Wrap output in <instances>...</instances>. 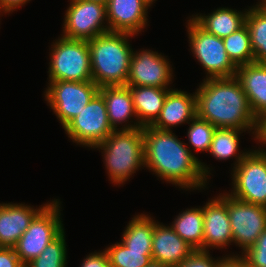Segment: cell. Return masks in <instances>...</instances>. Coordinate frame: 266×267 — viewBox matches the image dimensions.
Segmentation results:
<instances>
[{
  "instance_id": "d4e9b609",
  "label": "cell",
  "mask_w": 266,
  "mask_h": 267,
  "mask_svg": "<svg viewBox=\"0 0 266 267\" xmlns=\"http://www.w3.org/2000/svg\"><path fill=\"white\" fill-rule=\"evenodd\" d=\"M141 213L132 217L122 234L121 243L129 250L152 251L154 219Z\"/></svg>"
},
{
  "instance_id": "d590c367",
  "label": "cell",
  "mask_w": 266,
  "mask_h": 267,
  "mask_svg": "<svg viewBox=\"0 0 266 267\" xmlns=\"http://www.w3.org/2000/svg\"><path fill=\"white\" fill-rule=\"evenodd\" d=\"M31 0H0V12L3 14L12 13L17 8L22 7L24 4Z\"/></svg>"
},
{
  "instance_id": "603a6c76",
  "label": "cell",
  "mask_w": 266,
  "mask_h": 267,
  "mask_svg": "<svg viewBox=\"0 0 266 267\" xmlns=\"http://www.w3.org/2000/svg\"><path fill=\"white\" fill-rule=\"evenodd\" d=\"M248 131L254 135V139L257 130H242L236 128H216L212 137V142L208 152L216 158V160H228L233 156L235 162L233 168H235L243 158L250 152L249 150L243 152L239 151V140L241 133Z\"/></svg>"
},
{
  "instance_id": "7bdbcfd3",
  "label": "cell",
  "mask_w": 266,
  "mask_h": 267,
  "mask_svg": "<svg viewBox=\"0 0 266 267\" xmlns=\"http://www.w3.org/2000/svg\"><path fill=\"white\" fill-rule=\"evenodd\" d=\"M262 1H263V0L259 1V2L256 4V6H258Z\"/></svg>"
},
{
  "instance_id": "cb8c5ba5",
  "label": "cell",
  "mask_w": 266,
  "mask_h": 267,
  "mask_svg": "<svg viewBox=\"0 0 266 267\" xmlns=\"http://www.w3.org/2000/svg\"><path fill=\"white\" fill-rule=\"evenodd\" d=\"M203 207L181 211L171 226L174 231L195 250L203 251Z\"/></svg>"
},
{
  "instance_id": "277c9868",
  "label": "cell",
  "mask_w": 266,
  "mask_h": 267,
  "mask_svg": "<svg viewBox=\"0 0 266 267\" xmlns=\"http://www.w3.org/2000/svg\"><path fill=\"white\" fill-rule=\"evenodd\" d=\"M102 152L109 180L114 185L125 182L144 168L143 129L114 130L104 141L95 146ZM143 166V167H142Z\"/></svg>"
},
{
  "instance_id": "7a4b0ae2",
  "label": "cell",
  "mask_w": 266,
  "mask_h": 267,
  "mask_svg": "<svg viewBox=\"0 0 266 267\" xmlns=\"http://www.w3.org/2000/svg\"><path fill=\"white\" fill-rule=\"evenodd\" d=\"M195 94L197 116L216 128L257 130L258 119L236 77L204 78Z\"/></svg>"
},
{
  "instance_id": "7c38bea8",
  "label": "cell",
  "mask_w": 266,
  "mask_h": 267,
  "mask_svg": "<svg viewBox=\"0 0 266 267\" xmlns=\"http://www.w3.org/2000/svg\"><path fill=\"white\" fill-rule=\"evenodd\" d=\"M69 4L61 36L88 41L109 32L105 4L86 0H70Z\"/></svg>"
},
{
  "instance_id": "4dcf8cb0",
  "label": "cell",
  "mask_w": 266,
  "mask_h": 267,
  "mask_svg": "<svg viewBox=\"0 0 266 267\" xmlns=\"http://www.w3.org/2000/svg\"><path fill=\"white\" fill-rule=\"evenodd\" d=\"M241 257L247 262L248 267H266V229L253 246L241 253Z\"/></svg>"
},
{
  "instance_id": "836d02e7",
  "label": "cell",
  "mask_w": 266,
  "mask_h": 267,
  "mask_svg": "<svg viewBox=\"0 0 266 267\" xmlns=\"http://www.w3.org/2000/svg\"><path fill=\"white\" fill-rule=\"evenodd\" d=\"M20 263L13 247H0V267H17Z\"/></svg>"
},
{
  "instance_id": "8d00e7d4",
  "label": "cell",
  "mask_w": 266,
  "mask_h": 267,
  "mask_svg": "<svg viewBox=\"0 0 266 267\" xmlns=\"http://www.w3.org/2000/svg\"><path fill=\"white\" fill-rule=\"evenodd\" d=\"M254 140H257L256 142L262 144V147L266 146V115L258 120L257 133Z\"/></svg>"
},
{
  "instance_id": "f1b7e54d",
  "label": "cell",
  "mask_w": 266,
  "mask_h": 267,
  "mask_svg": "<svg viewBox=\"0 0 266 267\" xmlns=\"http://www.w3.org/2000/svg\"><path fill=\"white\" fill-rule=\"evenodd\" d=\"M63 230L52 242H50L38 255L30 261L28 267H67V248Z\"/></svg>"
},
{
  "instance_id": "44dd1931",
  "label": "cell",
  "mask_w": 266,
  "mask_h": 267,
  "mask_svg": "<svg viewBox=\"0 0 266 267\" xmlns=\"http://www.w3.org/2000/svg\"><path fill=\"white\" fill-rule=\"evenodd\" d=\"M132 96L137 121L142 127L151 126L163 108L168 91L172 88L128 86Z\"/></svg>"
},
{
  "instance_id": "8992f818",
  "label": "cell",
  "mask_w": 266,
  "mask_h": 267,
  "mask_svg": "<svg viewBox=\"0 0 266 267\" xmlns=\"http://www.w3.org/2000/svg\"><path fill=\"white\" fill-rule=\"evenodd\" d=\"M60 204L59 199L48 202L13 247L22 263L28 264L37 258L44 248L64 230Z\"/></svg>"
},
{
  "instance_id": "74e56055",
  "label": "cell",
  "mask_w": 266,
  "mask_h": 267,
  "mask_svg": "<svg viewBox=\"0 0 266 267\" xmlns=\"http://www.w3.org/2000/svg\"><path fill=\"white\" fill-rule=\"evenodd\" d=\"M146 267H171V266H168V265H165V264H162V263H159V262L152 260Z\"/></svg>"
},
{
  "instance_id": "e0dca14e",
  "label": "cell",
  "mask_w": 266,
  "mask_h": 267,
  "mask_svg": "<svg viewBox=\"0 0 266 267\" xmlns=\"http://www.w3.org/2000/svg\"><path fill=\"white\" fill-rule=\"evenodd\" d=\"M47 204L34 208L23 203H0V247H14L34 217Z\"/></svg>"
},
{
  "instance_id": "2e32d148",
  "label": "cell",
  "mask_w": 266,
  "mask_h": 267,
  "mask_svg": "<svg viewBox=\"0 0 266 267\" xmlns=\"http://www.w3.org/2000/svg\"><path fill=\"white\" fill-rule=\"evenodd\" d=\"M195 249L186 243L170 225H164L154 220L152 238V260L178 267Z\"/></svg>"
},
{
  "instance_id": "d6a6232c",
  "label": "cell",
  "mask_w": 266,
  "mask_h": 267,
  "mask_svg": "<svg viewBox=\"0 0 266 267\" xmlns=\"http://www.w3.org/2000/svg\"><path fill=\"white\" fill-rule=\"evenodd\" d=\"M80 265V267H110L107 254L104 250L90 253L82 260Z\"/></svg>"
},
{
  "instance_id": "4316f807",
  "label": "cell",
  "mask_w": 266,
  "mask_h": 267,
  "mask_svg": "<svg viewBox=\"0 0 266 267\" xmlns=\"http://www.w3.org/2000/svg\"><path fill=\"white\" fill-rule=\"evenodd\" d=\"M229 59L238 67L253 63L254 53L251 48L249 29L246 25L223 38Z\"/></svg>"
},
{
  "instance_id": "3957f363",
  "label": "cell",
  "mask_w": 266,
  "mask_h": 267,
  "mask_svg": "<svg viewBox=\"0 0 266 267\" xmlns=\"http://www.w3.org/2000/svg\"><path fill=\"white\" fill-rule=\"evenodd\" d=\"M133 36L107 32L88 40L92 80L99 87L126 85L134 51L128 41Z\"/></svg>"
},
{
  "instance_id": "52a82bcc",
  "label": "cell",
  "mask_w": 266,
  "mask_h": 267,
  "mask_svg": "<svg viewBox=\"0 0 266 267\" xmlns=\"http://www.w3.org/2000/svg\"><path fill=\"white\" fill-rule=\"evenodd\" d=\"M186 27L190 50L207 73L206 79L235 77L237 67L227 55L223 38L208 33L191 17Z\"/></svg>"
},
{
  "instance_id": "4fadbf2b",
  "label": "cell",
  "mask_w": 266,
  "mask_h": 267,
  "mask_svg": "<svg viewBox=\"0 0 266 267\" xmlns=\"http://www.w3.org/2000/svg\"><path fill=\"white\" fill-rule=\"evenodd\" d=\"M166 57L150 49L133 51L126 86L170 88L173 69Z\"/></svg>"
},
{
  "instance_id": "ac0fdd59",
  "label": "cell",
  "mask_w": 266,
  "mask_h": 267,
  "mask_svg": "<svg viewBox=\"0 0 266 267\" xmlns=\"http://www.w3.org/2000/svg\"><path fill=\"white\" fill-rule=\"evenodd\" d=\"M104 99L108 114V120L114 130H133L143 128L137 121L130 88L124 86H104L99 87L98 92ZM132 117H135L132 118ZM135 120L129 124V120ZM128 122V123H127ZM124 125H123V124ZM134 123V124H132ZM121 124V128L118 126Z\"/></svg>"
},
{
  "instance_id": "484cf974",
  "label": "cell",
  "mask_w": 266,
  "mask_h": 267,
  "mask_svg": "<svg viewBox=\"0 0 266 267\" xmlns=\"http://www.w3.org/2000/svg\"><path fill=\"white\" fill-rule=\"evenodd\" d=\"M245 25L249 29L254 61L266 63V13L256 5L249 7Z\"/></svg>"
},
{
  "instance_id": "f35d334b",
  "label": "cell",
  "mask_w": 266,
  "mask_h": 267,
  "mask_svg": "<svg viewBox=\"0 0 266 267\" xmlns=\"http://www.w3.org/2000/svg\"><path fill=\"white\" fill-rule=\"evenodd\" d=\"M258 7L266 13V0H263Z\"/></svg>"
},
{
  "instance_id": "1f68e13d",
  "label": "cell",
  "mask_w": 266,
  "mask_h": 267,
  "mask_svg": "<svg viewBox=\"0 0 266 267\" xmlns=\"http://www.w3.org/2000/svg\"><path fill=\"white\" fill-rule=\"evenodd\" d=\"M220 259L215 260L209 251L195 250L178 267H217Z\"/></svg>"
},
{
  "instance_id": "ba28073f",
  "label": "cell",
  "mask_w": 266,
  "mask_h": 267,
  "mask_svg": "<svg viewBox=\"0 0 266 267\" xmlns=\"http://www.w3.org/2000/svg\"><path fill=\"white\" fill-rule=\"evenodd\" d=\"M233 197L266 207V149L258 147L232 168Z\"/></svg>"
},
{
  "instance_id": "d6986e66",
  "label": "cell",
  "mask_w": 266,
  "mask_h": 267,
  "mask_svg": "<svg viewBox=\"0 0 266 267\" xmlns=\"http://www.w3.org/2000/svg\"><path fill=\"white\" fill-rule=\"evenodd\" d=\"M197 115L196 94L170 89L163 108L151 127L172 131V127L189 123Z\"/></svg>"
},
{
  "instance_id": "9c48e42d",
  "label": "cell",
  "mask_w": 266,
  "mask_h": 267,
  "mask_svg": "<svg viewBox=\"0 0 266 267\" xmlns=\"http://www.w3.org/2000/svg\"><path fill=\"white\" fill-rule=\"evenodd\" d=\"M98 92L94 81H49L44 97L64 128Z\"/></svg>"
},
{
  "instance_id": "6da1fadb",
  "label": "cell",
  "mask_w": 266,
  "mask_h": 267,
  "mask_svg": "<svg viewBox=\"0 0 266 267\" xmlns=\"http://www.w3.org/2000/svg\"><path fill=\"white\" fill-rule=\"evenodd\" d=\"M142 129L145 168L183 190L206 188L211 168L192 153L188 143L178 139L173 131L151 126Z\"/></svg>"
},
{
  "instance_id": "5b68a950",
  "label": "cell",
  "mask_w": 266,
  "mask_h": 267,
  "mask_svg": "<svg viewBox=\"0 0 266 267\" xmlns=\"http://www.w3.org/2000/svg\"><path fill=\"white\" fill-rule=\"evenodd\" d=\"M50 50L49 81H93L88 41L63 36L54 40Z\"/></svg>"
},
{
  "instance_id": "60d3db41",
  "label": "cell",
  "mask_w": 266,
  "mask_h": 267,
  "mask_svg": "<svg viewBox=\"0 0 266 267\" xmlns=\"http://www.w3.org/2000/svg\"><path fill=\"white\" fill-rule=\"evenodd\" d=\"M17 267H28V265L26 263H20Z\"/></svg>"
},
{
  "instance_id": "5bb4252c",
  "label": "cell",
  "mask_w": 266,
  "mask_h": 267,
  "mask_svg": "<svg viewBox=\"0 0 266 267\" xmlns=\"http://www.w3.org/2000/svg\"><path fill=\"white\" fill-rule=\"evenodd\" d=\"M147 0H108L106 19L109 32L128 33L137 36L148 23Z\"/></svg>"
},
{
  "instance_id": "e575fe53",
  "label": "cell",
  "mask_w": 266,
  "mask_h": 267,
  "mask_svg": "<svg viewBox=\"0 0 266 267\" xmlns=\"http://www.w3.org/2000/svg\"><path fill=\"white\" fill-rule=\"evenodd\" d=\"M217 267H248V264L239 254L233 253L221 258Z\"/></svg>"
},
{
  "instance_id": "b9f144b4",
  "label": "cell",
  "mask_w": 266,
  "mask_h": 267,
  "mask_svg": "<svg viewBox=\"0 0 266 267\" xmlns=\"http://www.w3.org/2000/svg\"><path fill=\"white\" fill-rule=\"evenodd\" d=\"M151 5L153 4L154 1H157V0H147Z\"/></svg>"
},
{
  "instance_id": "8fae6325",
  "label": "cell",
  "mask_w": 266,
  "mask_h": 267,
  "mask_svg": "<svg viewBox=\"0 0 266 267\" xmlns=\"http://www.w3.org/2000/svg\"><path fill=\"white\" fill-rule=\"evenodd\" d=\"M63 129L77 145L90 148L99 145L114 131L108 120L103 97L97 93Z\"/></svg>"
},
{
  "instance_id": "ffe728a7",
  "label": "cell",
  "mask_w": 266,
  "mask_h": 267,
  "mask_svg": "<svg viewBox=\"0 0 266 267\" xmlns=\"http://www.w3.org/2000/svg\"><path fill=\"white\" fill-rule=\"evenodd\" d=\"M235 77L240 81L251 110L259 120L266 115V63L253 62L238 66Z\"/></svg>"
},
{
  "instance_id": "7402d4cb",
  "label": "cell",
  "mask_w": 266,
  "mask_h": 267,
  "mask_svg": "<svg viewBox=\"0 0 266 267\" xmlns=\"http://www.w3.org/2000/svg\"><path fill=\"white\" fill-rule=\"evenodd\" d=\"M247 11L248 9L242 12L228 7H220L209 15L196 14L190 17L208 33L224 38L245 25Z\"/></svg>"
},
{
  "instance_id": "f546056e",
  "label": "cell",
  "mask_w": 266,
  "mask_h": 267,
  "mask_svg": "<svg viewBox=\"0 0 266 267\" xmlns=\"http://www.w3.org/2000/svg\"><path fill=\"white\" fill-rule=\"evenodd\" d=\"M188 124V143L194 151L208 152L216 127L197 115Z\"/></svg>"
},
{
  "instance_id": "ab89813d",
  "label": "cell",
  "mask_w": 266,
  "mask_h": 267,
  "mask_svg": "<svg viewBox=\"0 0 266 267\" xmlns=\"http://www.w3.org/2000/svg\"><path fill=\"white\" fill-rule=\"evenodd\" d=\"M86 1H93V2H98V3H101V4H107L108 0H86Z\"/></svg>"
},
{
  "instance_id": "9a60e30c",
  "label": "cell",
  "mask_w": 266,
  "mask_h": 267,
  "mask_svg": "<svg viewBox=\"0 0 266 267\" xmlns=\"http://www.w3.org/2000/svg\"><path fill=\"white\" fill-rule=\"evenodd\" d=\"M213 198L203 206V251L233 245L227 204L219 196Z\"/></svg>"
},
{
  "instance_id": "83f0119b",
  "label": "cell",
  "mask_w": 266,
  "mask_h": 267,
  "mask_svg": "<svg viewBox=\"0 0 266 267\" xmlns=\"http://www.w3.org/2000/svg\"><path fill=\"white\" fill-rule=\"evenodd\" d=\"M110 267H146L152 261V251L129 250L121 242L106 247Z\"/></svg>"
},
{
  "instance_id": "30bf717a",
  "label": "cell",
  "mask_w": 266,
  "mask_h": 267,
  "mask_svg": "<svg viewBox=\"0 0 266 267\" xmlns=\"http://www.w3.org/2000/svg\"><path fill=\"white\" fill-rule=\"evenodd\" d=\"M219 197L227 204L233 243L243 253L266 229V207L237 199L229 192L220 193Z\"/></svg>"
}]
</instances>
